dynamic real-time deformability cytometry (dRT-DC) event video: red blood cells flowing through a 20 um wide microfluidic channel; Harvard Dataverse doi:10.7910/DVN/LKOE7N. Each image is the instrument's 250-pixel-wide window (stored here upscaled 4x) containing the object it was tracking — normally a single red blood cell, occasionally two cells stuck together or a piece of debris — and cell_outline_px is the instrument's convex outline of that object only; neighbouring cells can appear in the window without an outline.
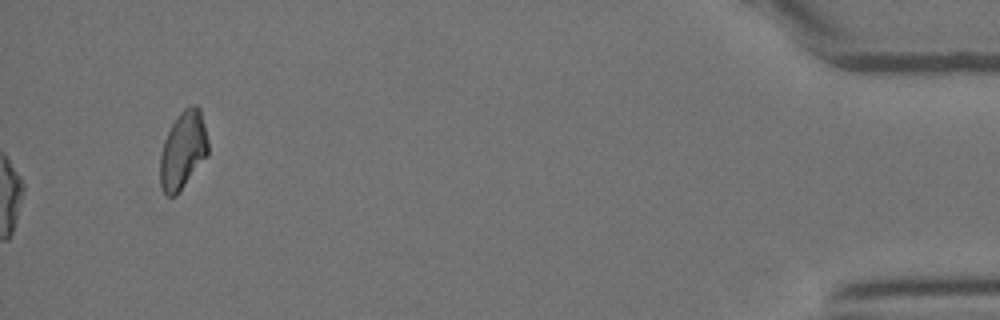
{"species": "Egyptian fruit bat (a non-hibernating species)", "species_latin": "Rousettus aegyptiacus", "temperature_condition": "room temperature", "stored_images_in_passage": 30, "camera_frame_rate_fps": 3000, "um_per_image_px": 0.085, "animal": {"sex": "female"}, "frame": {"image": 1, "passage_image": 30, "time_ms": 9.667, "image_size_px": [1000, 320], "cell_outline_px": [[208, 156], [176, 196], [168, 196], [160, 188], [160, 156], [164, 140], [172, 124], [180, 112], [184, 108], [196, 104], [200, 108], [208, 140]], "centroid_in_image_um": [15.56, 12.78], "position_along_channel_um": 419.6, "area_um2": 21.79}}